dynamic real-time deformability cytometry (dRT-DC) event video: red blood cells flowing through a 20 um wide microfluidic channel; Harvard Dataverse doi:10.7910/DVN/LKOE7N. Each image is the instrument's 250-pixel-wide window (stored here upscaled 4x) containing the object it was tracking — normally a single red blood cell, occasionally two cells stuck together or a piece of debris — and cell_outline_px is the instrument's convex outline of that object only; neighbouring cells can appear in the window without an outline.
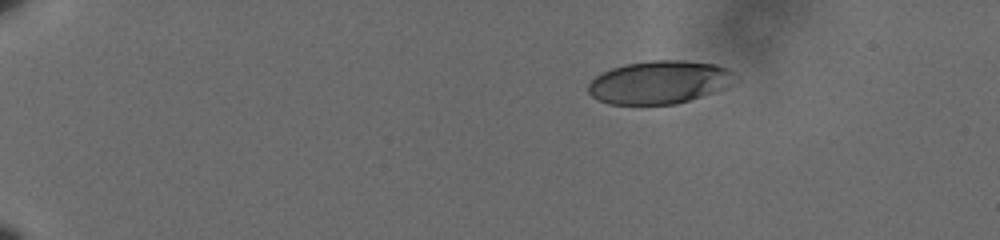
{"species": "human", "species_latin": "Homo sapiens", "temperature_condition": "cold", "stored_images_in_passage": 12, "camera_frame_rate_fps": 3000, "um_per_image_px": 0.085, "donor": {"sex": "male"}, "frame": {"image": 1, "passage_image": 1, "time_ms": 0.0, "image_size_px": [1000, 240], "cell_outline_px": [[732, 72], [720, 88], [712, 92], [676, 104], [608, 104], [596, 100], [588, 92], [588, 84], [596, 76], [612, 68], [628, 64], [652, 60], [680, 60], [716, 64], [728, 68]], "centroid_in_image_um": [55.9, 6.99], "position_along_channel_um": 29.1, "area_um2": 35.78}}
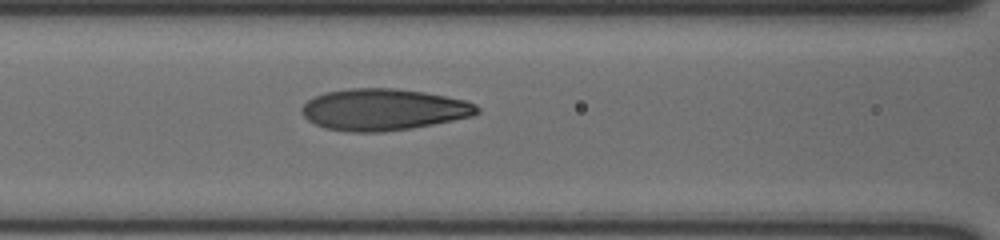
{"frame": {"image": 2, "passage_image": 9, "time_ms": 2.667, "image_size_px": [1000, 240], "cell_outline_px": [[480, 112], [472, 116], [412, 128], [384, 132], [352, 132], [324, 128], [308, 120], [300, 112], [300, 108], [308, 100], [324, 92], [348, 88], [396, 88], [424, 92], [464, 100], [476, 104], [480, 108]], "centroid_in_image_um": [32.57, 9.31], "position_along_channel_um": 134.0, "area_um2": 42.54}}
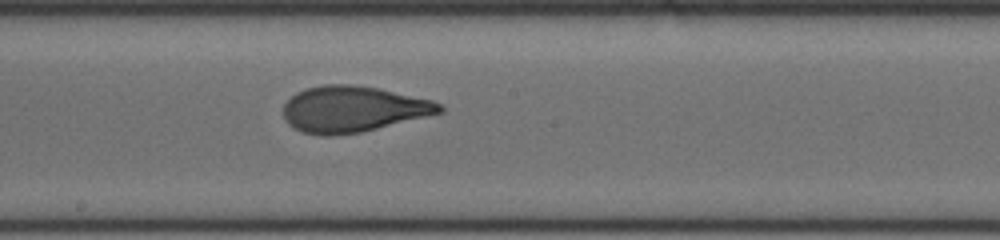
{"frame": {"image": 3, "passage_image": 12, "time_ms": 3.667, "image_size_px": [1000, 240], "cell_outline_px": [[444, 112], [360, 132], [328, 136], [324, 136], [304, 132], [292, 128], [284, 120], [284, 104], [296, 92], [308, 88], [324, 84], [352, 84], [376, 88], [432, 100], [440, 104], [444, 108]], "centroid_in_image_um": [29.97, 9.27], "position_along_channel_um": 218.2, "area_um2": 41.62}}